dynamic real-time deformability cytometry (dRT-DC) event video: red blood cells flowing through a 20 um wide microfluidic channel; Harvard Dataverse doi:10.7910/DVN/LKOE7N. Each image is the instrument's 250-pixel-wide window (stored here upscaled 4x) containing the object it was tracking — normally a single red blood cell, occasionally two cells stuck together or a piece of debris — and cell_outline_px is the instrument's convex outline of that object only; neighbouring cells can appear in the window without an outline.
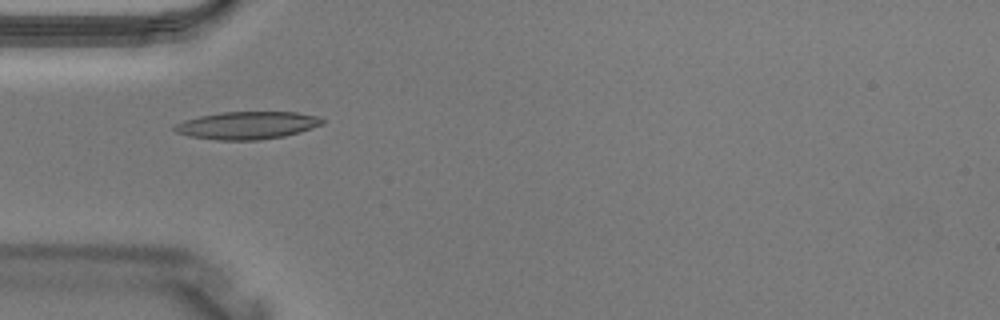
{"species": "Egyptian fruit bat (a non-hibernating species)", "species_latin": "Rousettus aegyptiacus", "temperature_condition": "warm", "stored_images_in_passage": 3, "camera_frame_rate_fps": 3000, "um_per_image_px": 0.085, "animal": {"sex": "male"}, "frame": {"image": 1, "passage_image": 3, "time_ms": 0.667, "image_size_px": [1000, 320], "cell_outline_px": [[324, 124], [300, 132], [284, 136], [260, 140], [220, 140], [188, 136], [176, 132], [172, 128], [176, 124], [184, 120], [200, 116], [220, 112], [296, 112], [316, 116], [324, 120]], "centroid_in_image_um": [21.01, 10.65], "position_along_channel_um": 64.0, "area_um2": 23.76}}